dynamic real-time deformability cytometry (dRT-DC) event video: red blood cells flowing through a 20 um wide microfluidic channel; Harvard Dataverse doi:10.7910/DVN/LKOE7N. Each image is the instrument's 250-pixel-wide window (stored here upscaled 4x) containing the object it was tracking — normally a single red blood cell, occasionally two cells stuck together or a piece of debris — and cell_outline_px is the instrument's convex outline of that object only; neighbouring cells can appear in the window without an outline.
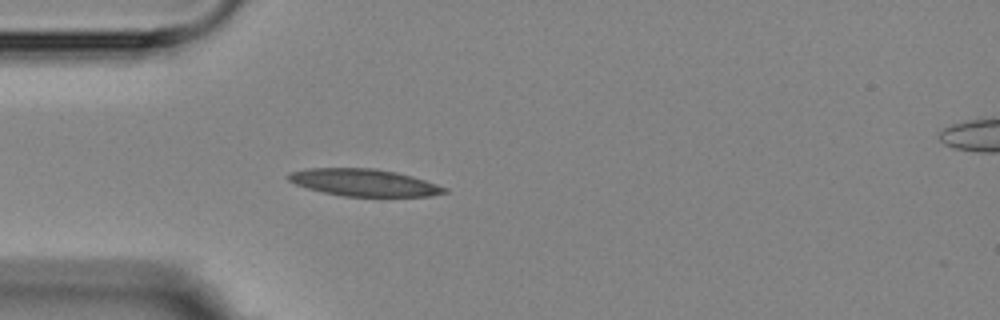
{"species": "Egyptian fruit bat (a non-hibernating species)", "species_latin": "Rousettus aegyptiacus", "temperature_condition": "room temperature", "stored_images_in_passage": 5, "camera_frame_rate_fps": 3000, "um_per_image_px": 0.085, "animal": {"sex": "female"}, "frame": {"image": 1, "passage_image": 5, "time_ms": 4.667, "image_size_px": [1000, 320], "cell_outline_px": [[448, 192], [428, 196], [344, 196], [324, 192], [308, 188], [296, 184], [288, 180], [288, 172], [308, 168], [376, 168], [396, 172], [412, 176], [448, 188]], "centroid_in_image_um": [30.93, 15.51], "position_along_channel_um": 54.1, "area_um2": 24.51}}